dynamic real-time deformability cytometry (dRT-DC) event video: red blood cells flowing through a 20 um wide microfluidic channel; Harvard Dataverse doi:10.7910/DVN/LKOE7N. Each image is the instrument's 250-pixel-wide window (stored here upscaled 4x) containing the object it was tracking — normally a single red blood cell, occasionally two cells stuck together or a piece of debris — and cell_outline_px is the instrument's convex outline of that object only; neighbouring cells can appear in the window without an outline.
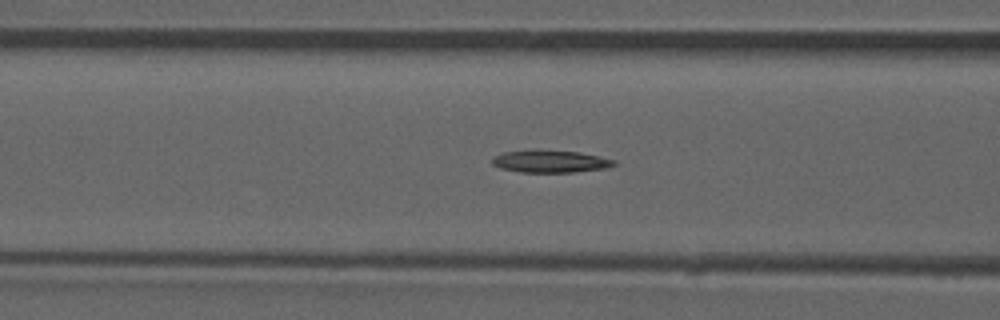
{"species": "common noctule bat (a hibernating species)", "species_latin": "Nyctalus noctula", "temperature_condition": "room temperature", "stored_images_in_passage": 19, "camera_frame_rate_fps": 3000, "um_per_image_px": 0.085, "animal": {"sex": "male", "forearm_length_mm": 52.5}, "frame": {"image": 1, "passage_image": 8, "time_ms": 2.333, "image_size_px": [1000, 320], "cell_outline_px": [[616, 164], [604, 168], [576, 172], [520, 172], [500, 168], [492, 164], [492, 156], [504, 152], [532, 148], [536, 148], [580, 152], [616, 160]], "centroid_in_image_um": [46.72, 13.69], "position_along_channel_um": 119.9, "area_um2": 16.3}}